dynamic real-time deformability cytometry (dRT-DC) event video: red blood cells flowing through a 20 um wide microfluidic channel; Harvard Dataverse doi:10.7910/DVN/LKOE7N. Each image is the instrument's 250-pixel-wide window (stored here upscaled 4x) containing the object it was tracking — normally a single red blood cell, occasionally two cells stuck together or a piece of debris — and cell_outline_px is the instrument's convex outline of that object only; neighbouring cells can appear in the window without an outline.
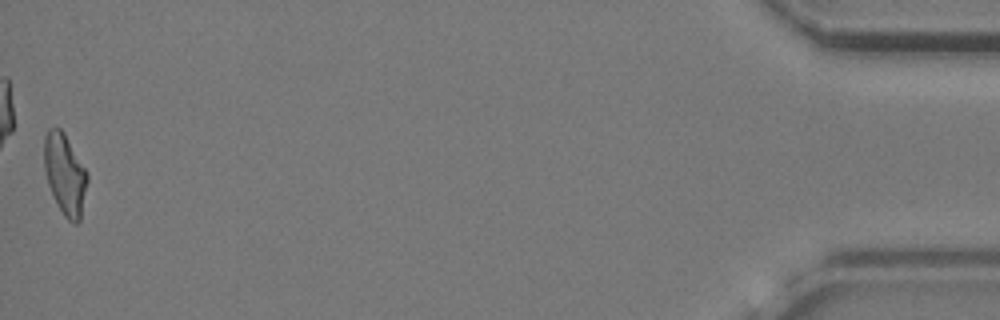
{"species": "common noctule bat (a hibernating species)", "species_latin": "Nyctalus noctula", "temperature_condition": "cold", "stored_images_in_passage": 55, "camera_frame_rate_fps": 3000, "um_per_image_px": 0.085, "animal": {"sex": "female", "body_mass_g": 24.6, "forearm_length_mm": 56.2}, "frame": {"image": 1, "passage_image": 55, "time_ms": 18.0, "image_size_px": [1000, 320], "cell_outline_px": [[88, 180], [80, 220], [76, 224], [72, 224], [64, 216], [48, 184], [44, 172], [44, 136], [48, 128], [60, 128], [64, 132], [88, 172]], "centroid_in_image_um": [5.52, 14.79], "position_along_channel_um": 429.7, "area_um2": 20.4}, "authors_computed_cell_mechanics": {"area_um2": 20.6346, "velocity_mm_per_s": 3.7064, "shape_relaxation_time_tau1_ms": null, "shape_relaxation_time_tau2_ms": 3.1447, "deformation_change_tau1": null, "deformation_change_tau2": 0.1127}}